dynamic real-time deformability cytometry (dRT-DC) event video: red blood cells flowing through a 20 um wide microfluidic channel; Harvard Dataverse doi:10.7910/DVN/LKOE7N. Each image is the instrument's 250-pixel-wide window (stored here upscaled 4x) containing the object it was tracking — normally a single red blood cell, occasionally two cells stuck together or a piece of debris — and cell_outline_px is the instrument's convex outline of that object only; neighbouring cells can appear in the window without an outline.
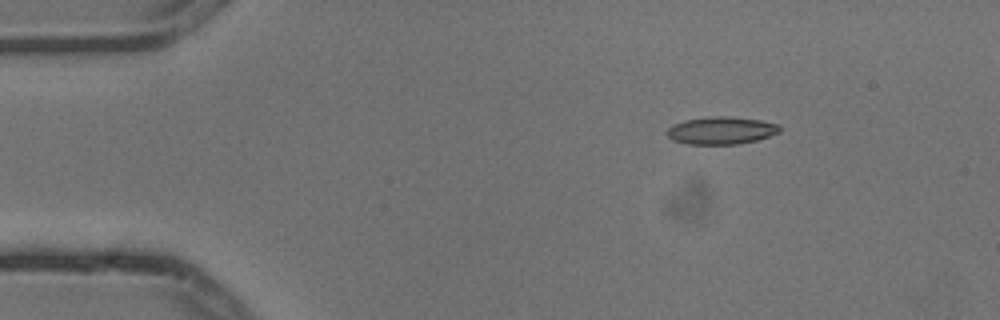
{"species": "common noctule bat (a hibernating species)", "species_latin": "Nyctalus noctula", "temperature_condition": "cold", "stored_images_in_passage": 4, "camera_frame_rate_fps": 3000, "um_per_image_px": 0.085, "animal": {"sex": "male", "body_mass_g": 13.3}, "frame": {"image": 1, "passage_image": 1, "time_ms": 0.0, "image_size_px": [1000, 320], "cell_outline_px": [[780, 132], [756, 140], [736, 144], [688, 144], [672, 140], [668, 136], [668, 128], [672, 124], [684, 120], [712, 116], [728, 116], [760, 120], [780, 124]], "centroid_in_image_um": [61.3, 11.08], "position_along_channel_um": 23.7, "area_um2": 18.03}}
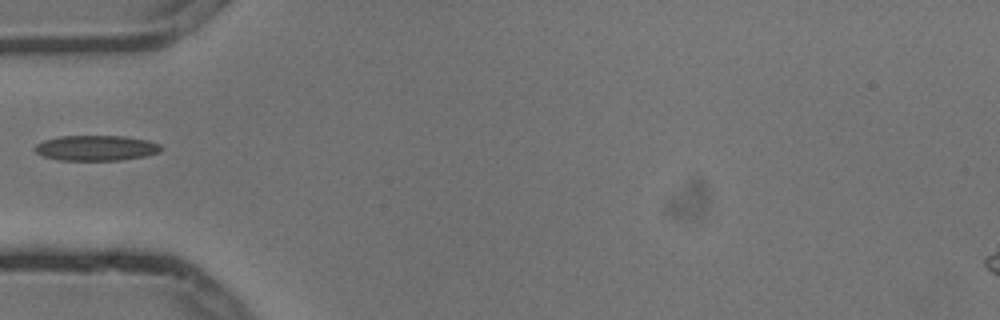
{"frame": {"image": 2, "passage_image": 3, "time_ms": 0.667, "image_size_px": [1000, 320], "cell_outline_px": [[164, 148], [160, 152], [144, 156], [120, 160], [60, 160], [44, 156], [36, 152], [32, 148], [36, 144], [44, 140], [60, 136], [124, 136], [148, 140], [160, 144]], "centroid_in_image_um": [8.18, 12.57], "position_along_channel_um": 76.8, "area_um2": 18.67}}
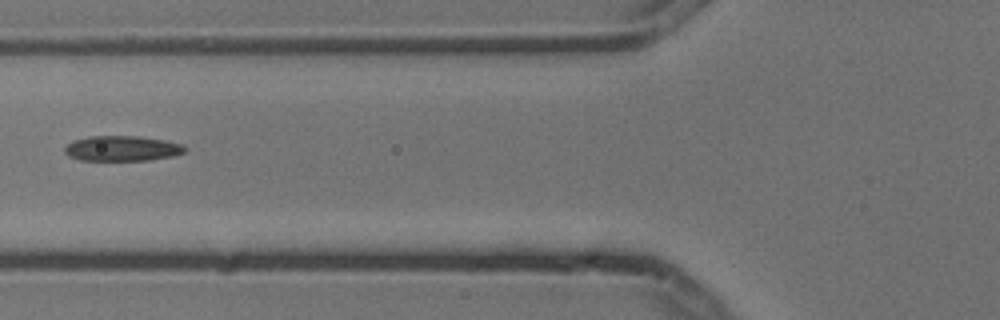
{"frame": {"image": 3, "passage_image": 4, "time_ms": 1.0, "image_size_px": [1000, 320], "cell_outline_px": [[188, 148], [184, 152], [172, 156], [148, 160], [80, 160], [68, 156], [64, 152], [64, 148], [72, 140], [88, 136], [140, 136], [164, 140], [184, 144]], "centroid_in_image_um": [10.38, 12.61], "position_along_channel_um": 115.4, "area_um2": 17.8}}